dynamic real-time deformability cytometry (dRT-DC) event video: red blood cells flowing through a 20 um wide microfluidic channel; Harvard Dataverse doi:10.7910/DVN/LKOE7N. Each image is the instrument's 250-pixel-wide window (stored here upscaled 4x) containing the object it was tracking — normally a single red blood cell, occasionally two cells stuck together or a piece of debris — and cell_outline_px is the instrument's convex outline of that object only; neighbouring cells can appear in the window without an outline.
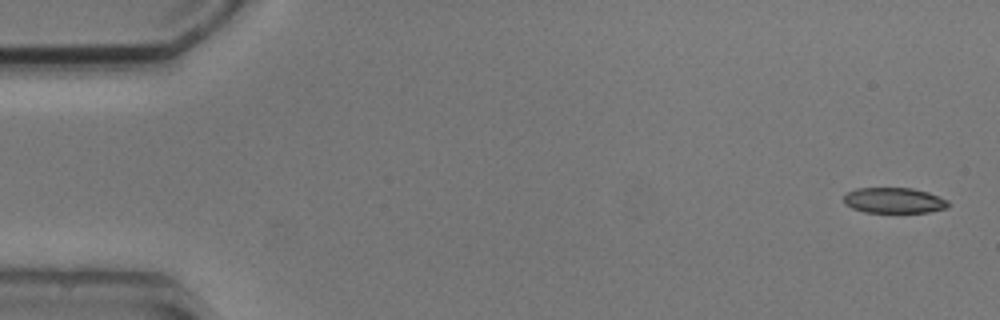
{"species": "common noctule bat (a hibernating species)", "species_latin": "Nyctalus noctula", "temperature_condition": "cold", "stored_images_in_passage": 4, "segment_of_instrument_passage": [2, 2], "camera_frame_rate_fps": 3000, "um_per_image_px": 0.085, "animal": {"sex": "male", "body_mass_g": 20.5, "forearm_length_mm": 52.5}, "frame": {"image": 1, "passage_image": 4, "time_ms": 5.333, "image_size_px": [1000, 320], "cell_outline_px": [[948, 208], [928, 212], [864, 212], [852, 208], [844, 204], [844, 196], [848, 192], [856, 188], [912, 188], [928, 192], [948, 200]], "centroid_in_image_um": [75.98, 17.03], "position_along_channel_um": 9.0, "area_um2": 15.55}}